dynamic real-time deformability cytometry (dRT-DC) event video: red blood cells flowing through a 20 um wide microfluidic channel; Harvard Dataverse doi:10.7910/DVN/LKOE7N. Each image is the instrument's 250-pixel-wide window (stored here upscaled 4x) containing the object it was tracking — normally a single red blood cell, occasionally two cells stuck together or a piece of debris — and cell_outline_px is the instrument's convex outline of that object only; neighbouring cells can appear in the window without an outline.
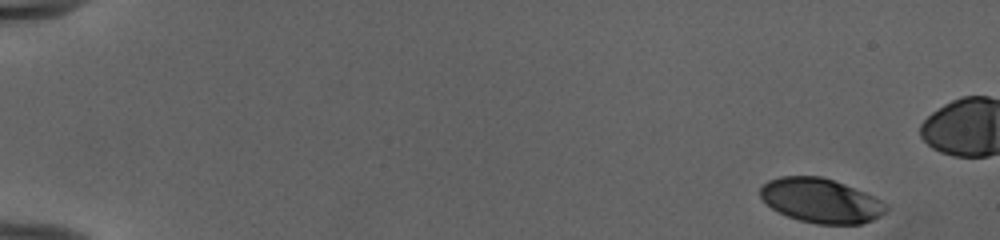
{"species": "human", "species_latin": "Homo sapiens", "temperature_condition": "cold", "stored_images_in_passage": 46, "camera_frame_rate_fps": 3000, "um_per_image_px": 0.085, "donor": {"sex": "female"}, "frame": {"image": 1, "passage_image": 1, "time_ms": 0.0, "image_size_px": [1000, 240], "cell_outline_px": [[888, 208], [880, 216], [872, 220], [860, 224], [816, 224], [800, 220], [788, 216], [772, 208], [760, 196], [760, 188], [768, 180], [780, 176], [820, 176], [844, 184], [864, 192], [888, 204]], "centroid_in_image_um": [69.77, 17.05], "position_along_channel_um": 15.2, "area_um2": 32.25}}
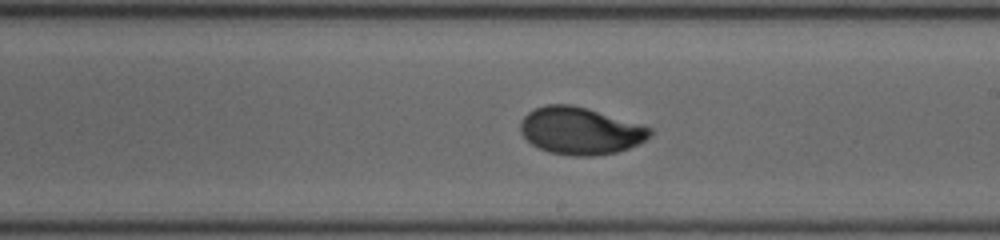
{"frame": {"image": 2, "passage_image": 30, "time_ms": 9.667, "image_size_px": [1000, 240], "cell_outline_px": [[652, 132], [644, 140], [628, 148], [616, 152], [596, 156], [572, 156], [548, 152], [532, 144], [520, 132], [520, 120], [528, 112], [536, 108], [548, 104], [572, 104], [640, 124], [652, 128]], "centroid_in_image_um": [49.29, 11.12], "position_along_channel_um": 239.7, "area_um2": 35.37}}
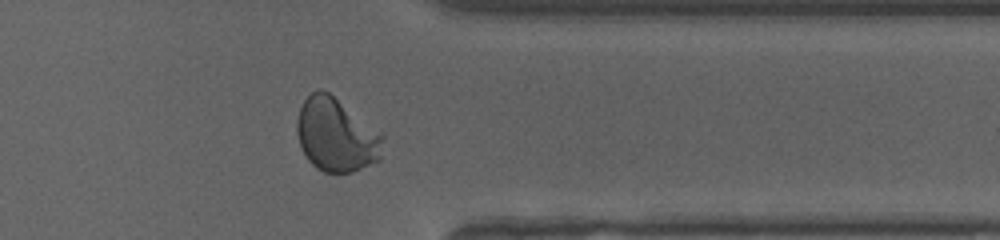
{"frame": {"image": 3, "passage_image": 41, "time_ms": 13.333, "image_size_px": [1000, 240], "cell_outline_px": [[384, 136], [380, 160], [352, 172], [324, 172], [316, 168], [308, 160], [300, 148], [296, 132], [296, 120], [300, 108], [304, 100], [312, 92], [320, 88], [328, 92], [384, 132]], "centroid_in_image_um": [28.59, 11.47], "position_along_channel_um": 382.8, "area_um2": 37.34}}